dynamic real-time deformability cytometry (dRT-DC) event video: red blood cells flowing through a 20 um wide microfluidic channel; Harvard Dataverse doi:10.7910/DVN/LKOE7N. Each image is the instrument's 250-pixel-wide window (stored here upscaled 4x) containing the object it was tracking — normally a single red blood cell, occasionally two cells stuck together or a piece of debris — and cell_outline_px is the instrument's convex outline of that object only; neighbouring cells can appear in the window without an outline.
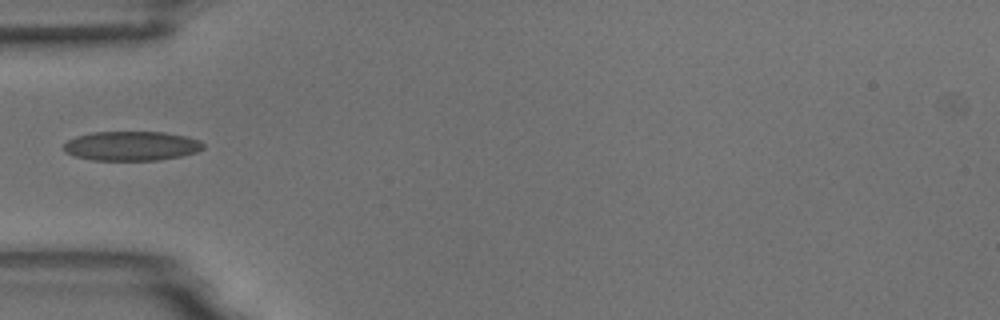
{"species": "common noctule bat (a hibernating species)", "species_latin": "Nyctalus noctula", "temperature_condition": "room temperature", "stored_images_in_passage": 1, "camera_frame_rate_fps": 3000, "um_per_image_px": 0.085, "animal": {"sex": "male", "body_mass_g": 18.8}, "frame": {"image": 1, "passage_image": 1, "time_ms": 0.0, "image_size_px": [1000, 320], "cell_outline_px": [[204, 148], [196, 152], [180, 156], [156, 160], [92, 160], [76, 156], [64, 152], [64, 144], [68, 140], [76, 136], [92, 132], [164, 132], [184, 136], [200, 140], [204, 144]], "centroid_in_image_um": [11.16, 12.4], "position_along_channel_um": 73.8, "area_um2": 23.81}}